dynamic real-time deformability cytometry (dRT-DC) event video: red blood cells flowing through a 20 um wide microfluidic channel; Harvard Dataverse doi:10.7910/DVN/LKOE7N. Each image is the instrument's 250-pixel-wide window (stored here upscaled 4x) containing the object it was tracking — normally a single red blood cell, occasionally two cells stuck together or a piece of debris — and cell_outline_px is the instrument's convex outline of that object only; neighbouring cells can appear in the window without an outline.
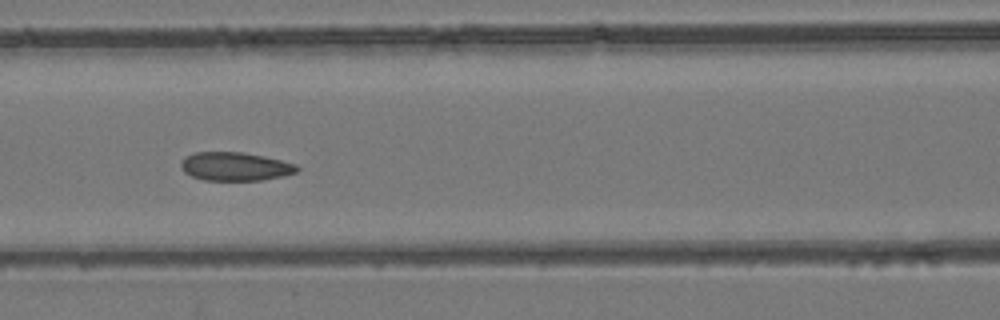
{"species": "common noctule bat (a hibernating species)", "species_latin": "Nyctalus noctula", "temperature_condition": "room temperature", "stored_images_in_passage": 7, "camera_frame_rate_fps": 3000, "um_per_image_px": 0.085, "animal": {"sex": "female", "body_mass_g": 24.6, "forearm_length_mm": 56.2}, "frame": {"image": 1, "passage_image": 6, "time_ms": 1.667, "image_size_px": [1000, 320], "cell_outline_px": [[300, 168], [296, 172], [284, 176], [264, 180], [204, 180], [192, 176], [184, 172], [180, 168], [180, 164], [184, 156], [196, 152], [244, 152], [264, 156], [296, 164]], "centroid_in_image_um": [19.98, 14.15], "position_along_channel_um": 146.6, "area_um2": 19.42}}
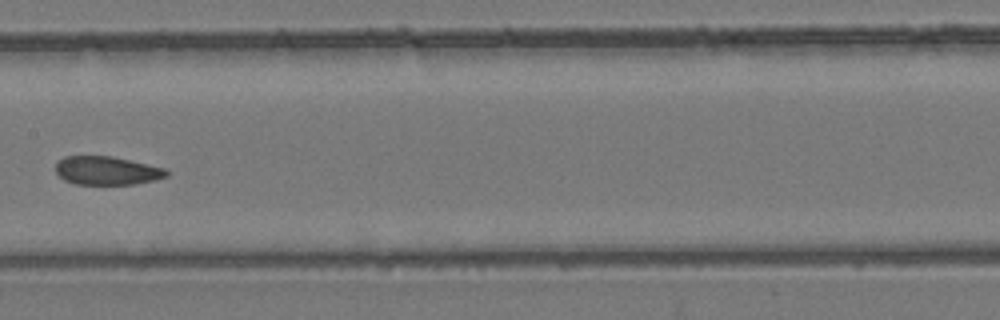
{"frame": {"image": 2, "passage_image": 7, "time_ms": 2.0, "image_size_px": [1000, 320], "cell_outline_px": [[168, 176], [152, 180], [132, 184], [76, 184], [64, 180], [56, 172], [56, 164], [64, 156], [112, 156], [164, 168], [168, 172]], "centroid_in_image_um": [9.06, 14.5], "position_along_channel_um": 198.3, "area_um2": 18.15}}